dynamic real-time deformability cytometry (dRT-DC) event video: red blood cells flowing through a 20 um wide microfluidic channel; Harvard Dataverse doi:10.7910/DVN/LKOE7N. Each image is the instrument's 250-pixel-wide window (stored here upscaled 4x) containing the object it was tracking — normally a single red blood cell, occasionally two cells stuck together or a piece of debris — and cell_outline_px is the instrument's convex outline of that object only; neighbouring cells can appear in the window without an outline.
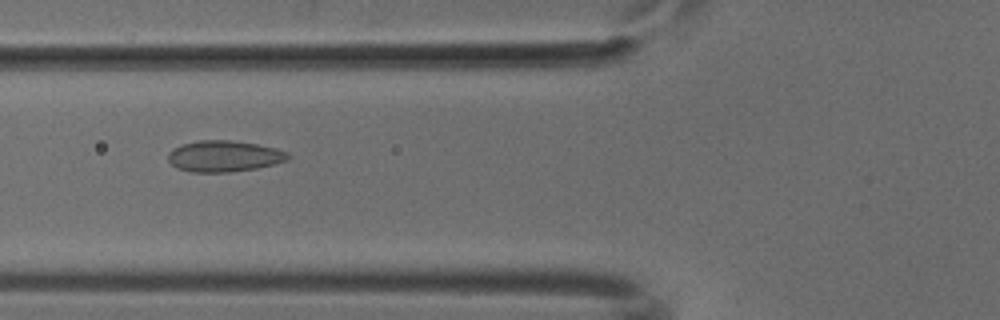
{"species": "common noctule bat (a hibernating species)", "species_latin": "Nyctalus noctula", "temperature_condition": "cold", "stored_images_in_passage": 52, "camera_frame_rate_fps": 3000, "um_per_image_px": 0.085, "animal": {"sex": "male", "body_mass_g": 18.8}, "frame": {"image": 1, "passage_image": 20, "time_ms": 6.333, "image_size_px": [1000, 320], "cell_outline_px": [[288, 160], [256, 168], [228, 172], [192, 172], [176, 168], [168, 160], [168, 152], [184, 144], [200, 140], [232, 140], [256, 144], [276, 148], [288, 152]], "centroid_in_image_um": [19.04, 13.27], "position_along_channel_um": 106.8, "area_um2": 21.56}}
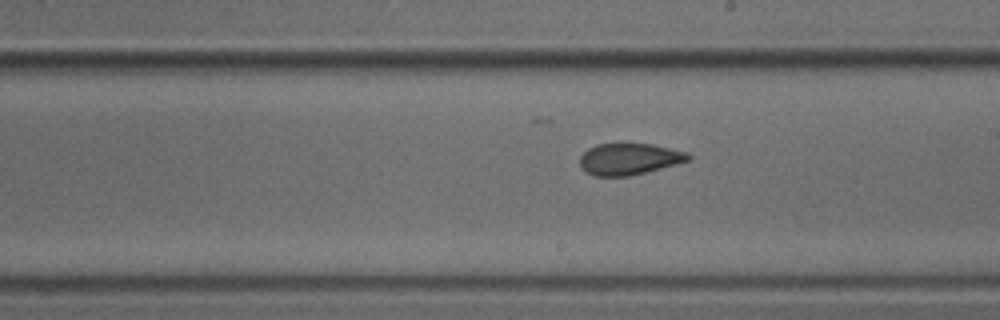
{"frame": {"image": 2, "passage_image": 30, "time_ms": 9.667, "image_size_px": [1000, 320], "cell_outline_px": [[692, 156], [688, 160], [676, 164], [628, 176], [596, 176], [580, 168], [580, 156], [588, 148], [596, 144], [616, 140], [652, 144], [688, 152]], "centroid_in_image_um": [53.44, 13.45], "position_along_channel_um": 235.6, "area_um2": 20.52}}
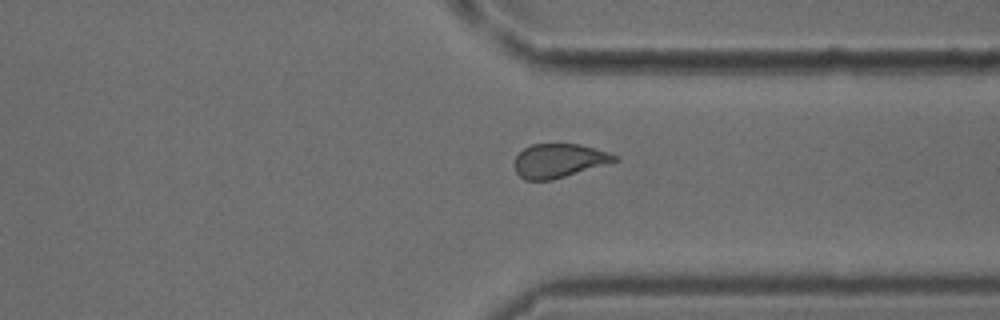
{"frame": {"image": 3, "passage_image": 40, "time_ms": 13.0, "image_size_px": [1000, 320], "cell_outline_px": [[620, 160], [552, 180], [524, 180], [516, 172], [516, 156], [524, 148], [532, 144], [580, 144], [608, 152], [616, 156]], "centroid_in_image_um": [47.51, 13.65], "position_along_channel_um": 363.9, "area_um2": 19.54}}